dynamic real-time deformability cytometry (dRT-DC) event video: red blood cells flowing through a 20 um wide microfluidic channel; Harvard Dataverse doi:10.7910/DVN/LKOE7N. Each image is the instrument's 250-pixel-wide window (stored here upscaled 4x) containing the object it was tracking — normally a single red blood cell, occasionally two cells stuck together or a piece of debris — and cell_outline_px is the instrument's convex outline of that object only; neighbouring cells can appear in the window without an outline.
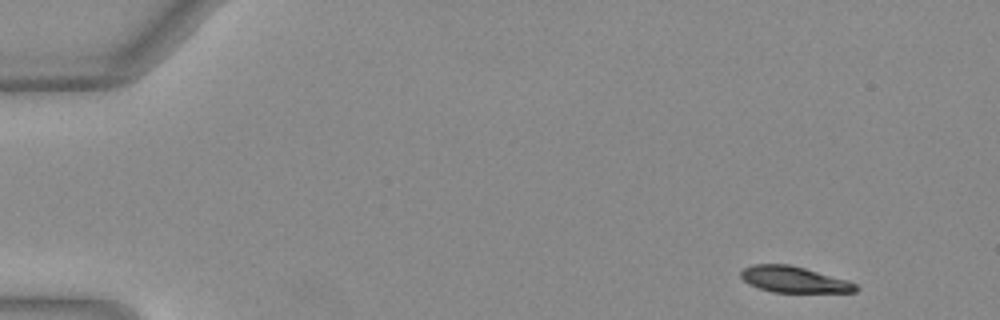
{"species": "Egyptian fruit bat (a non-hibernating species)", "species_latin": "Rousettus aegyptiacus", "temperature_condition": "warm", "stored_images_in_passage": 47, "camera_frame_rate_fps": 3000, "um_per_image_px": 0.085, "animal": {"sex": "female"}, "frame": {"image": 1, "passage_image": 1, "time_ms": 0.0, "image_size_px": [1000, 320], "cell_outline_px": [[860, 288], [856, 292], [772, 292], [748, 284], [740, 276], [740, 272], [744, 268], [752, 264], [788, 264], [804, 268], [848, 280], [856, 284]], "centroid_in_image_um": [67.49, 23.76], "position_along_channel_um": 17.5, "area_um2": 17.46}}
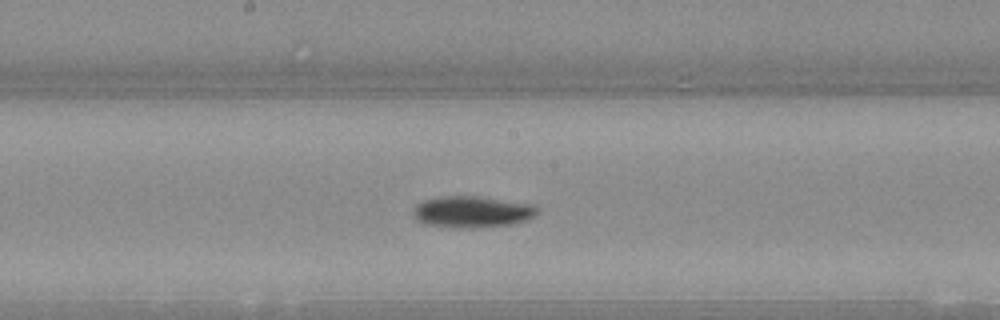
{"frame": {"image": 2, "passage_image": 24, "time_ms": 7.667, "image_size_px": [1000, 320], "cell_outline_px": [[540, 208], [528, 220], [512, 224], [480, 228], [460, 228], [424, 224], [416, 220], [412, 216], [412, 208], [416, 204], [424, 200], [440, 196], [476, 196], [532, 204]], "centroid_in_image_um": [40.08, 18.01], "position_along_channel_um": 208.1, "area_um2": 23.0}}
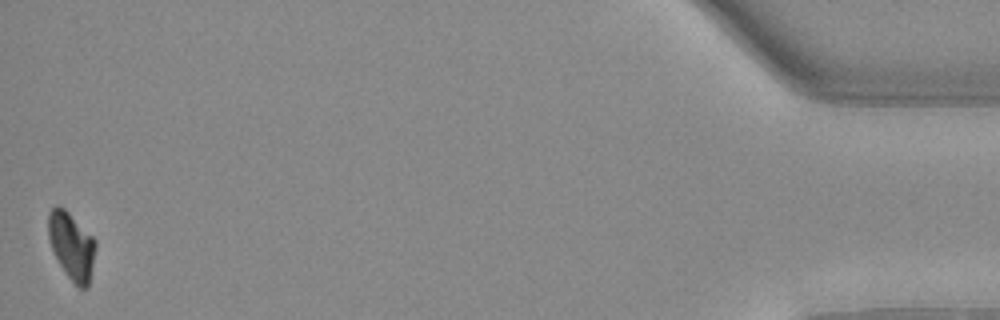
{"frame": {"image": 3, "passage_image": 47, "time_ms": 15.333, "image_size_px": [1000, 320], "cell_outline_px": [[96, 248], [88, 288], [80, 288], [68, 276], [60, 264], [52, 248], [48, 236], [48, 212], [56, 204], [60, 204], [96, 240]], "centroid_in_image_um": [6.08, 20.86], "position_along_channel_um": 429.1, "area_um2": 18.32}, "authors_computed_cell_mechanics": {"area_um2": 20.1144, "velocity_mm_per_s": 4.0459, "shape_relaxation_time_tau1_ms": 4.069, "shape_relaxation_time_tau2_ms": null, "deformation_change_tau1": 0.1456, "deformation_change_tau2": null}}